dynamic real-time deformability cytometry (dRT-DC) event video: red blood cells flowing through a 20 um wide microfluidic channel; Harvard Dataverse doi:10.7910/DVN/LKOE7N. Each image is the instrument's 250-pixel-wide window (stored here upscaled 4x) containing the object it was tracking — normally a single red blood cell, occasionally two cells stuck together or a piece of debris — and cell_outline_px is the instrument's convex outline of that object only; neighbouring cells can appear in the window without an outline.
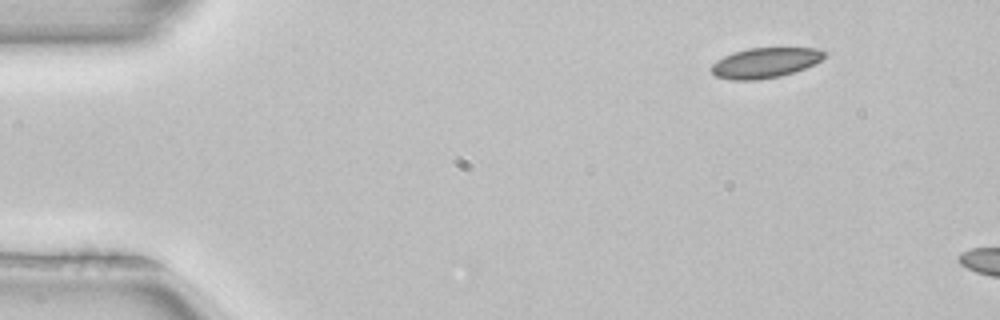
{"species": "common noctule bat (a hibernating species)", "species_latin": "Nyctalus noctula", "temperature_condition": "room temperature", "stored_images_in_passage": 2, "camera_frame_rate_fps": 3000, "um_per_image_px": 0.085, "animal": {"sex": "female", "body_mass_g": 22.7, "forearm_length_mm": 54.2}, "frame": {"image": 1, "passage_image": 1, "time_ms": 0.0, "image_size_px": [1000, 320], "cell_outline_px": [[828, 52], [820, 60], [804, 68], [780, 76], [756, 80], [732, 80], [716, 76], [712, 72], [712, 64], [716, 60], [732, 52], [748, 48], [820, 48]], "centroid_in_image_um": [65.02, 5.32], "position_along_channel_um": 20.0, "area_um2": 19.77}}